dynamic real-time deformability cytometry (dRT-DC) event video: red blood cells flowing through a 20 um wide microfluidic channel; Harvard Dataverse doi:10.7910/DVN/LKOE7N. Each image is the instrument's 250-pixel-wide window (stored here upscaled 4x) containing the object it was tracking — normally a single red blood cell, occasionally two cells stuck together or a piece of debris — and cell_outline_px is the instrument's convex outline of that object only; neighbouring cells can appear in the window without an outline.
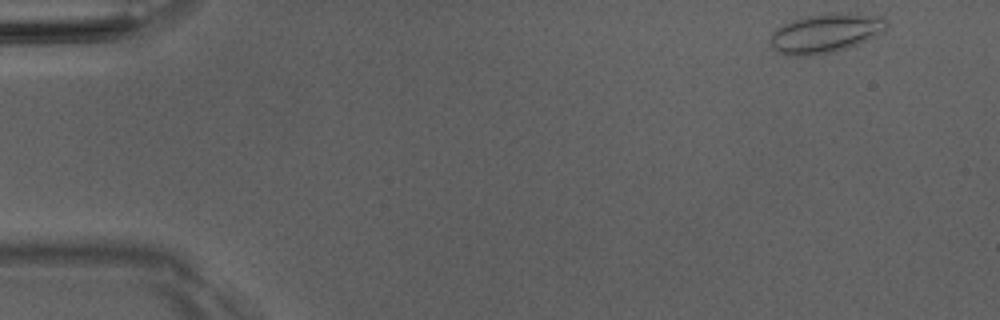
{"species": "Egyptian fruit bat (a non-hibernating species)", "species_latin": "Rousettus aegyptiacus", "temperature_condition": "room temperature", "stored_images_in_passage": 48, "camera_frame_rate_fps": 3000, "um_per_image_px": 0.085, "animal": {"sex": "male"}, "frame": {"image": 1, "passage_image": 1, "time_ms": 0.0, "image_size_px": [1000, 320], "cell_outline_px": [[888, 24], [884, 32], [868, 40], [848, 48], [832, 52], [808, 56], [792, 56], [776, 52], [772, 48], [768, 40], [772, 32], [776, 28], [792, 20], [808, 16], [832, 12], [848, 12], [880, 16]], "centroid_in_image_um": [70.16, 2.82], "position_along_channel_um": 14.8, "area_um2": 26.93}}
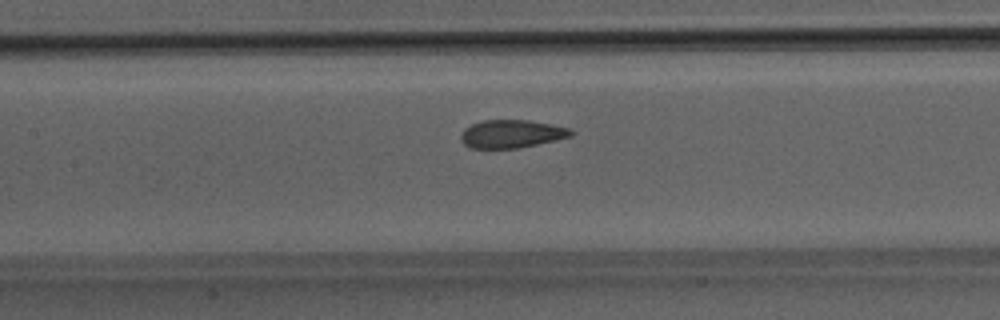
{"frame": {"image": 2, "passage_image": 21, "time_ms": 6.667, "image_size_px": [1000, 320], "cell_outline_px": [[576, 132], [572, 136], [556, 140], [516, 148], [468, 148], [460, 140], [460, 136], [464, 128], [472, 124], [484, 120], [528, 120], [568, 128]], "centroid_in_image_um": [43.45, 11.38], "position_along_channel_um": 163.9, "area_um2": 17.92}}
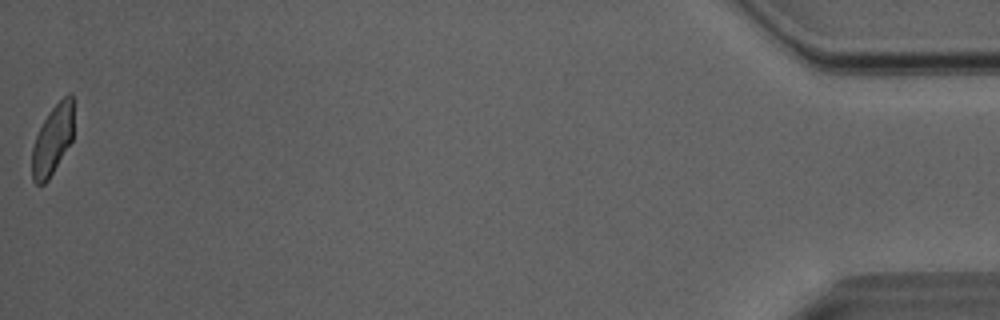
{"frame": {"image": 3, "passage_image": 48, "time_ms": 15.667, "image_size_px": [1000, 320], "cell_outline_px": [[72, 140], [48, 180], [44, 184], [36, 184], [32, 180], [32, 148], [36, 136], [44, 120], [52, 108], [68, 92], [72, 96]], "centroid_in_image_um": [4.45, 11.92], "position_along_channel_um": 430.8, "area_um2": 16.53}, "authors_computed_cell_mechanics": {"area_um2": 18.6694, "velocity_mm_per_s": 4.0484, "shape_relaxation_time_tau1_ms": 6.2485, "shape_relaxation_time_tau2_ms": 0.86, "deformation_change_tau1": 0.1407, "deformation_change_tau2": 0.049}}